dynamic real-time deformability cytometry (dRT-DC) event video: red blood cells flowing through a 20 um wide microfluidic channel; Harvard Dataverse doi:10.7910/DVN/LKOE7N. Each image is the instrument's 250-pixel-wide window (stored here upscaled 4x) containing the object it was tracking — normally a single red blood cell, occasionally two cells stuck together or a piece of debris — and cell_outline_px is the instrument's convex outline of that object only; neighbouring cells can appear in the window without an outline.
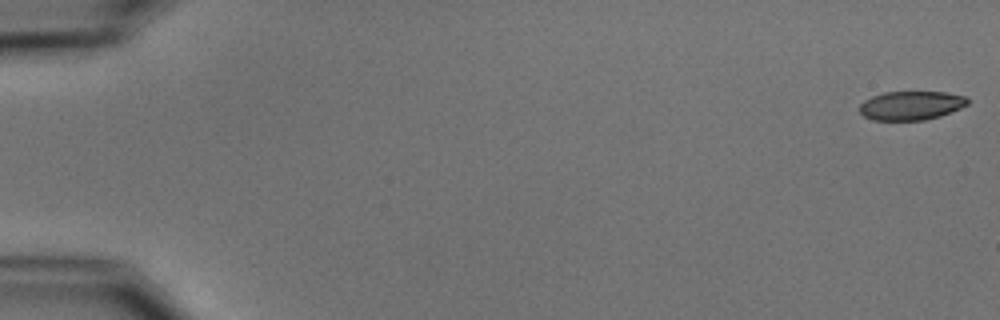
{"species": "common noctule bat (a hibernating species)", "species_latin": "Nyctalus noctula", "temperature_condition": "cold", "stored_images_in_passage": 54, "camera_frame_rate_fps": 3000, "um_per_image_px": 0.085, "animal": {"sex": "male", "body_mass_g": 15.6}, "frame": {"image": 1, "passage_image": 1, "time_ms": 0.0, "image_size_px": [1000, 320], "cell_outline_px": [[968, 104], [960, 108], [940, 116], [924, 120], [872, 120], [864, 116], [860, 112], [860, 104], [864, 100], [872, 96], [884, 92], [944, 92], [964, 96], [968, 100]], "centroid_in_image_um": [77.42, 8.97], "position_along_channel_um": 7.6, "area_um2": 18.09}}
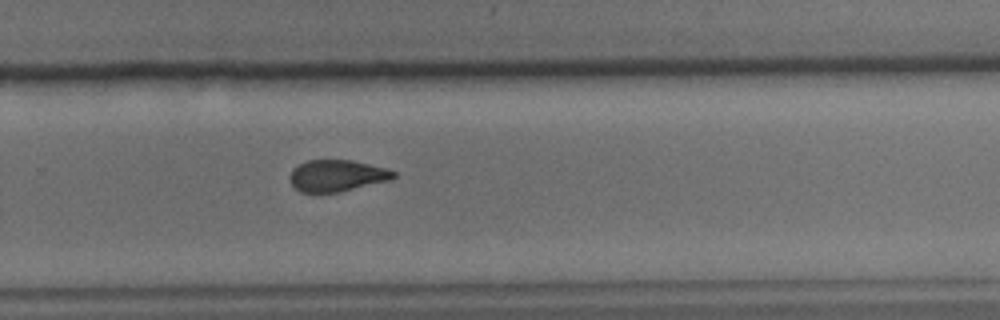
{"frame": {"image": 2, "passage_image": 37, "time_ms": 12.0, "image_size_px": [1000, 320], "cell_outline_px": [[396, 176], [392, 180], [340, 192], [300, 192], [288, 180], [288, 176], [292, 168], [308, 160], [352, 160], [388, 168], [396, 172]], "centroid_in_image_um": [28.66, 14.93], "position_along_channel_um": 301.1, "area_um2": 19.36}}
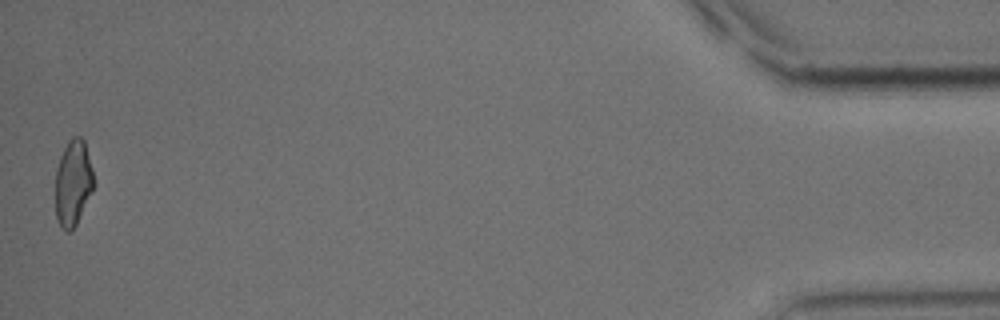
{"frame": {"image": 3, "passage_image": 54, "time_ms": 17.667, "image_size_px": [1000, 320], "cell_outline_px": [[96, 184], [72, 232], [68, 232], [60, 224], [56, 216], [56, 168], [60, 156], [68, 140], [72, 136], [80, 136], [84, 140], [92, 168]], "centroid_in_image_um": [6.23, 15.52], "position_along_channel_um": 429.0, "area_um2": 19.25}, "authors_computed_cell_mechanics": {"area_um2": 20.0277, "velocity_mm_per_s": 3.75, "shape_relaxation_time_tau1_ms": 5.4047, "shape_relaxation_time_tau2_ms": 3.5851, "deformation_change_tau1": 0.1514, "deformation_change_tau2": 0.0602}}